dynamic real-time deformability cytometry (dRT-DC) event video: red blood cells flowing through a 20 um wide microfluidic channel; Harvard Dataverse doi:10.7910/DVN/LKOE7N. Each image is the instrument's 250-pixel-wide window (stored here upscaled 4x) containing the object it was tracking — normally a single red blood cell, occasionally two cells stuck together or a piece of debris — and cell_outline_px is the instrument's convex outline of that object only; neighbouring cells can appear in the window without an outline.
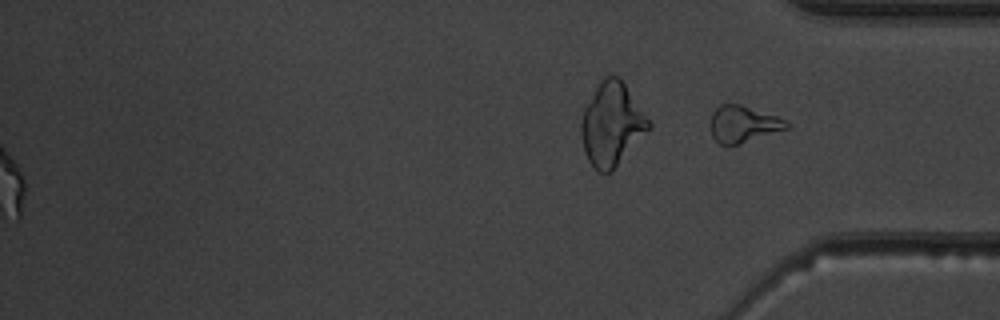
{"species": "common noctule bat (a hibernating species)", "species_latin": "Nyctalus noctula", "temperature_condition": "warm", "stored_images_in_passage": 46, "segment_of_instrument_passage": [2, 2], "camera_frame_rate_fps": 3000, "um_per_image_px": 0.085, "animal": {"sex": "male", "body_mass_g": 19.5, "forearm_length_mm": 54.6}, "frame": {"image": 1, "passage_image": 46, "time_ms": 15.0, "image_size_px": [1000, 320], "cell_outline_px": [[792, 124], [788, 128], [740, 144], [720, 144], [712, 136], [708, 128], [708, 124], [712, 112], [720, 104], [740, 104], [776, 116]], "centroid_in_image_um": [63.12, 10.54], "position_along_channel_um": 372.1, "area_um2": 16.36}}